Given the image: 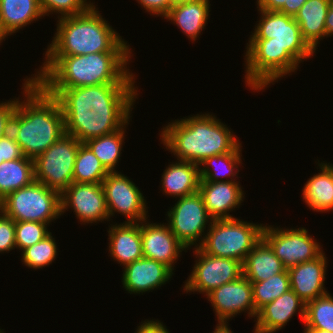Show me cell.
<instances>
[{
	"mask_svg": "<svg viewBox=\"0 0 333 333\" xmlns=\"http://www.w3.org/2000/svg\"><path fill=\"white\" fill-rule=\"evenodd\" d=\"M150 15L165 17L172 4L170 0H136Z\"/></svg>",
	"mask_w": 333,
	"mask_h": 333,
	"instance_id": "obj_41",
	"label": "cell"
},
{
	"mask_svg": "<svg viewBox=\"0 0 333 333\" xmlns=\"http://www.w3.org/2000/svg\"><path fill=\"white\" fill-rule=\"evenodd\" d=\"M48 224L33 221L15 222L16 249L23 251L43 240L51 232Z\"/></svg>",
	"mask_w": 333,
	"mask_h": 333,
	"instance_id": "obj_36",
	"label": "cell"
},
{
	"mask_svg": "<svg viewBox=\"0 0 333 333\" xmlns=\"http://www.w3.org/2000/svg\"><path fill=\"white\" fill-rule=\"evenodd\" d=\"M257 10L261 14L260 20L249 39H267V43H277L299 64L314 56L316 52L302 37L294 17L278 11Z\"/></svg>",
	"mask_w": 333,
	"mask_h": 333,
	"instance_id": "obj_10",
	"label": "cell"
},
{
	"mask_svg": "<svg viewBox=\"0 0 333 333\" xmlns=\"http://www.w3.org/2000/svg\"><path fill=\"white\" fill-rule=\"evenodd\" d=\"M193 253L197 260L185 280L183 289L186 293L198 292L207 296L214 289L243 275L242 263L235 259L214 257L204 253L199 247L193 248Z\"/></svg>",
	"mask_w": 333,
	"mask_h": 333,
	"instance_id": "obj_13",
	"label": "cell"
},
{
	"mask_svg": "<svg viewBox=\"0 0 333 333\" xmlns=\"http://www.w3.org/2000/svg\"><path fill=\"white\" fill-rule=\"evenodd\" d=\"M209 0H192L171 6L164 19L176 24L193 42L202 35L210 15Z\"/></svg>",
	"mask_w": 333,
	"mask_h": 333,
	"instance_id": "obj_23",
	"label": "cell"
},
{
	"mask_svg": "<svg viewBox=\"0 0 333 333\" xmlns=\"http://www.w3.org/2000/svg\"><path fill=\"white\" fill-rule=\"evenodd\" d=\"M177 199L175 205L167 211L166 224L187 250L191 246L198 248L204 240L206 225L209 227L213 219L199 192Z\"/></svg>",
	"mask_w": 333,
	"mask_h": 333,
	"instance_id": "obj_11",
	"label": "cell"
},
{
	"mask_svg": "<svg viewBox=\"0 0 333 333\" xmlns=\"http://www.w3.org/2000/svg\"><path fill=\"white\" fill-rule=\"evenodd\" d=\"M108 173L91 149L85 143H81L75 158L73 182L102 183Z\"/></svg>",
	"mask_w": 333,
	"mask_h": 333,
	"instance_id": "obj_32",
	"label": "cell"
},
{
	"mask_svg": "<svg viewBox=\"0 0 333 333\" xmlns=\"http://www.w3.org/2000/svg\"><path fill=\"white\" fill-rule=\"evenodd\" d=\"M306 1L307 0H287L278 12L295 17L299 9L305 4Z\"/></svg>",
	"mask_w": 333,
	"mask_h": 333,
	"instance_id": "obj_43",
	"label": "cell"
},
{
	"mask_svg": "<svg viewBox=\"0 0 333 333\" xmlns=\"http://www.w3.org/2000/svg\"><path fill=\"white\" fill-rule=\"evenodd\" d=\"M45 56H79L92 53H132L127 41L110 26L93 5L87 12L59 18Z\"/></svg>",
	"mask_w": 333,
	"mask_h": 333,
	"instance_id": "obj_5",
	"label": "cell"
},
{
	"mask_svg": "<svg viewBox=\"0 0 333 333\" xmlns=\"http://www.w3.org/2000/svg\"><path fill=\"white\" fill-rule=\"evenodd\" d=\"M7 37L2 33L1 29H0V43L3 42L4 39H6ZM1 45V44H0Z\"/></svg>",
	"mask_w": 333,
	"mask_h": 333,
	"instance_id": "obj_49",
	"label": "cell"
},
{
	"mask_svg": "<svg viewBox=\"0 0 333 333\" xmlns=\"http://www.w3.org/2000/svg\"><path fill=\"white\" fill-rule=\"evenodd\" d=\"M242 144L240 143L232 152L222 155H213L206 158L199 164L200 181L220 182V181H237L239 166H242ZM221 165V166H220ZM236 176V177H235ZM230 178V180L227 178ZM235 177V178H234ZM224 180H223V179ZM237 178V179H236Z\"/></svg>",
	"mask_w": 333,
	"mask_h": 333,
	"instance_id": "obj_29",
	"label": "cell"
},
{
	"mask_svg": "<svg viewBox=\"0 0 333 333\" xmlns=\"http://www.w3.org/2000/svg\"><path fill=\"white\" fill-rule=\"evenodd\" d=\"M35 181L34 160L22 158L0 164V201L7 195Z\"/></svg>",
	"mask_w": 333,
	"mask_h": 333,
	"instance_id": "obj_30",
	"label": "cell"
},
{
	"mask_svg": "<svg viewBox=\"0 0 333 333\" xmlns=\"http://www.w3.org/2000/svg\"><path fill=\"white\" fill-rule=\"evenodd\" d=\"M15 248V221L0 210V253H9Z\"/></svg>",
	"mask_w": 333,
	"mask_h": 333,
	"instance_id": "obj_38",
	"label": "cell"
},
{
	"mask_svg": "<svg viewBox=\"0 0 333 333\" xmlns=\"http://www.w3.org/2000/svg\"><path fill=\"white\" fill-rule=\"evenodd\" d=\"M318 160V174H314L304 184L303 201L316 212L333 211V164Z\"/></svg>",
	"mask_w": 333,
	"mask_h": 333,
	"instance_id": "obj_25",
	"label": "cell"
},
{
	"mask_svg": "<svg viewBox=\"0 0 333 333\" xmlns=\"http://www.w3.org/2000/svg\"><path fill=\"white\" fill-rule=\"evenodd\" d=\"M245 49L244 79L250 90H265L299 67V63L284 48L277 43H267V39H249Z\"/></svg>",
	"mask_w": 333,
	"mask_h": 333,
	"instance_id": "obj_7",
	"label": "cell"
},
{
	"mask_svg": "<svg viewBox=\"0 0 333 333\" xmlns=\"http://www.w3.org/2000/svg\"><path fill=\"white\" fill-rule=\"evenodd\" d=\"M69 209L80 224L110 221L101 183H71L61 193V215Z\"/></svg>",
	"mask_w": 333,
	"mask_h": 333,
	"instance_id": "obj_15",
	"label": "cell"
},
{
	"mask_svg": "<svg viewBox=\"0 0 333 333\" xmlns=\"http://www.w3.org/2000/svg\"><path fill=\"white\" fill-rule=\"evenodd\" d=\"M23 81L24 100L18 96L11 133L23 155L34 160L65 134V123L59 101L31 77Z\"/></svg>",
	"mask_w": 333,
	"mask_h": 333,
	"instance_id": "obj_3",
	"label": "cell"
},
{
	"mask_svg": "<svg viewBox=\"0 0 333 333\" xmlns=\"http://www.w3.org/2000/svg\"><path fill=\"white\" fill-rule=\"evenodd\" d=\"M332 0H307L294 19L302 37L316 52L319 42L326 37L325 19Z\"/></svg>",
	"mask_w": 333,
	"mask_h": 333,
	"instance_id": "obj_27",
	"label": "cell"
},
{
	"mask_svg": "<svg viewBox=\"0 0 333 333\" xmlns=\"http://www.w3.org/2000/svg\"><path fill=\"white\" fill-rule=\"evenodd\" d=\"M287 0H257V8L264 11H279Z\"/></svg>",
	"mask_w": 333,
	"mask_h": 333,
	"instance_id": "obj_44",
	"label": "cell"
},
{
	"mask_svg": "<svg viewBox=\"0 0 333 333\" xmlns=\"http://www.w3.org/2000/svg\"><path fill=\"white\" fill-rule=\"evenodd\" d=\"M135 83H107L65 88L55 98L63 111L65 133L80 142L128 126L138 99Z\"/></svg>",
	"mask_w": 333,
	"mask_h": 333,
	"instance_id": "obj_1",
	"label": "cell"
},
{
	"mask_svg": "<svg viewBox=\"0 0 333 333\" xmlns=\"http://www.w3.org/2000/svg\"><path fill=\"white\" fill-rule=\"evenodd\" d=\"M306 303L292 290H288L272 302L261 307L255 318L254 333H275L299 311V318L304 323Z\"/></svg>",
	"mask_w": 333,
	"mask_h": 333,
	"instance_id": "obj_18",
	"label": "cell"
},
{
	"mask_svg": "<svg viewBox=\"0 0 333 333\" xmlns=\"http://www.w3.org/2000/svg\"><path fill=\"white\" fill-rule=\"evenodd\" d=\"M93 2L87 0H39V5L44 16L58 13V19L76 16L87 12Z\"/></svg>",
	"mask_w": 333,
	"mask_h": 333,
	"instance_id": "obj_37",
	"label": "cell"
},
{
	"mask_svg": "<svg viewBox=\"0 0 333 333\" xmlns=\"http://www.w3.org/2000/svg\"><path fill=\"white\" fill-rule=\"evenodd\" d=\"M42 17L39 0H0V29L6 37Z\"/></svg>",
	"mask_w": 333,
	"mask_h": 333,
	"instance_id": "obj_26",
	"label": "cell"
},
{
	"mask_svg": "<svg viewBox=\"0 0 333 333\" xmlns=\"http://www.w3.org/2000/svg\"><path fill=\"white\" fill-rule=\"evenodd\" d=\"M0 153L3 161H11L24 156L12 133L0 139Z\"/></svg>",
	"mask_w": 333,
	"mask_h": 333,
	"instance_id": "obj_40",
	"label": "cell"
},
{
	"mask_svg": "<svg viewBox=\"0 0 333 333\" xmlns=\"http://www.w3.org/2000/svg\"><path fill=\"white\" fill-rule=\"evenodd\" d=\"M161 130V142L177 160L200 164L213 155L232 152L240 141L215 115L205 113L173 120Z\"/></svg>",
	"mask_w": 333,
	"mask_h": 333,
	"instance_id": "obj_4",
	"label": "cell"
},
{
	"mask_svg": "<svg viewBox=\"0 0 333 333\" xmlns=\"http://www.w3.org/2000/svg\"><path fill=\"white\" fill-rule=\"evenodd\" d=\"M304 327L333 333V297L330 293L306 303Z\"/></svg>",
	"mask_w": 333,
	"mask_h": 333,
	"instance_id": "obj_33",
	"label": "cell"
},
{
	"mask_svg": "<svg viewBox=\"0 0 333 333\" xmlns=\"http://www.w3.org/2000/svg\"><path fill=\"white\" fill-rule=\"evenodd\" d=\"M16 99L0 103V139L11 133V122L17 107Z\"/></svg>",
	"mask_w": 333,
	"mask_h": 333,
	"instance_id": "obj_39",
	"label": "cell"
},
{
	"mask_svg": "<svg viewBox=\"0 0 333 333\" xmlns=\"http://www.w3.org/2000/svg\"><path fill=\"white\" fill-rule=\"evenodd\" d=\"M101 184L110 220L115 216V212L125 216V222L148 219L146 199L129 177L119 171L109 172Z\"/></svg>",
	"mask_w": 333,
	"mask_h": 333,
	"instance_id": "obj_14",
	"label": "cell"
},
{
	"mask_svg": "<svg viewBox=\"0 0 333 333\" xmlns=\"http://www.w3.org/2000/svg\"><path fill=\"white\" fill-rule=\"evenodd\" d=\"M198 192L202 196L206 210L213 220L234 218L230 212L235 208L239 209L245 198L240 182L200 181Z\"/></svg>",
	"mask_w": 333,
	"mask_h": 333,
	"instance_id": "obj_20",
	"label": "cell"
},
{
	"mask_svg": "<svg viewBox=\"0 0 333 333\" xmlns=\"http://www.w3.org/2000/svg\"><path fill=\"white\" fill-rule=\"evenodd\" d=\"M326 38L333 36V0L330 3V7L325 19Z\"/></svg>",
	"mask_w": 333,
	"mask_h": 333,
	"instance_id": "obj_45",
	"label": "cell"
},
{
	"mask_svg": "<svg viewBox=\"0 0 333 333\" xmlns=\"http://www.w3.org/2000/svg\"><path fill=\"white\" fill-rule=\"evenodd\" d=\"M242 267L243 276L250 282L265 281L287 269L263 238L248 253Z\"/></svg>",
	"mask_w": 333,
	"mask_h": 333,
	"instance_id": "obj_28",
	"label": "cell"
},
{
	"mask_svg": "<svg viewBox=\"0 0 333 333\" xmlns=\"http://www.w3.org/2000/svg\"><path fill=\"white\" fill-rule=\"evenodd\" d=\"M206 298L210 301L218 323H228L236 315L244 312L250 319L256 318L253 288L251 282L243 275L210 292Z\"/></svg>",
	"mask_w": 333,
	"mask_h": 333,
	"instance_id": "obj_16",
	"label": "cell"
},
{
	"mask_svg": "<svg viewBox=\"0 0 333 333\" xmlns=\"http://www.w3.org/2000/svg\"><path fill=\"white\" fill-rule=\"evenodd\" d=\"M267 225L263 227L262 238L287 269L316 259L324 252L320 243L303 227L283 229Z\"/></svg>",
	"mask_w": 333,
	"mask_h": 333,
	"instance_id": "obj_12",
	"label": "cell"
},
{
	"mask_svg": "<svg viewBox=\"0 0 333 333\" xmlns=\"http://www.w3.org/2000/svg\"><path fill=\"white\" fill-rule=\"evenodd\" d=\"M253 288L254 307L258 311L265 304L272 302L290 290L288 270L276 274L265 281L251 282Z\"/></svg>",
	"mask_w": 333,
	"mask_h": 333,
	"instance_id": "obj_34",
	"label": "cell"
},
{
	"mask_svg": "<svg viewBox=\"0 0 333 333\" xmlns=\"http://www.w3.org/2000/svg\"><path fill=\"white\" fill-rule=\"evenodd\" d=\"M131 56L132 53L45 56V62L31 78L53 97L65 88L136 83V76L127 67Z\"/></svg>",
	"mask_w": 333,
	"mask_h": 333,
	"instance_id": "obj_2",
	"label": "cell"
},
{
	"mask_svg": "<svg viewBox=\"0 0 333 333\" xmlns=\"http://www.w3.org/2000/svg\"><path fill=\"white\" fill-rule=\"evenodd\" d=\"M122 284L130 294H142L169 282L174 272L166 265L142 257L123 267Z\"/></svg>",
	"mask_w": 333,
	"mask_h": 333,
	"instance_id": "obj_19",
	"label": "cell"
},
{
	"mask_svg": "<svg viewBox=\"0 0 333 333\" xmlns=\"http://www.w3.org/2000/svg\"><path fill=\"white\" fill-rule=\"evenodd\" d=\"M264 225L238 218L212 220L199 248L211 256L235 259L243 264L262 239Z\"/></svg>",
	"mask_w": 333,
	"mask_h": 333,
	"instance_id": "obj_6",
	"label": "cell"
},
{
	"mask_svg": "<svg viewBox=\"0 0 333 333\" xmlns=\"http://www.w3.org/2000/svg\"><path fill=\"white\" fill-rule=\"evenodd\" d=\"M303 333H332V332L320 329H304Z\"/></svg>",
	"mask_w": 333,
	"mask_h": 333,
	"instance_id": "obj_47",
	"label": "cell"
},
{
	"mask_svg": "<svg viewBox=\"0 0 333 333\" xmlns=\"http://www.w3.org/2000/svg\"><path fill=\"white\" fill-rule=\"evenodd\" d=\"M199 165L177 160L166 167L162 174L161 190L166 195L177 199L191 195L199 190Z\"/></svg>",
	"mask_w": 333,
	"mask_h": 333,
	"instance_id": "obj_24",
	"label": "cell"
},
{
	"mask_svg": "<svg viewBox=\"0 0 333 333\" xmlns=\"http://www.w3.org/2000/svg\"><path fill=\"white\" fill-rule=\"evenodd\" d=\"M0 210L15 222L51 224L61 216V194L34 181L0 201Z\"/></svg>",
	"mask_w": 333,
	"mask_h": 333,
	"instance_id": "obj_8",
	"label": "cell"
},
{
	"mask_svg": "<svg viewBox=\"0 0 333 333\" xmlns=\"http://www.w3.org/2000/svg\"><path fill=\"white\" fill-rule=\"evenodd\" d=\"M126 127L84 142L109 172L118 171L115 169L125 144Z\"/></svg>",
	"mask_w": 333,
	"mask_h": 333,
	"instance_id": "obj_31",
	"label": "cell"
},
{
	"mask_svg": "<svg viewBox=\"0 0 333 333\" xmlns=\"http://www.w3.org/2000/svg\"><path fill=\"white\" fill-rule=\"evenodd\" d=\"M3 162V159H1V153H0V164Z\"/></svg>",
	"mask_w": 333,
	"mask_h": 333,
	"instance_id": "obj_50",
	"label": "cell"
},
{
	"mask_svg": "<svg viewBox=\"0 0 333 333\" xmlns=\"http://www.w3.org/2000/svg\"><path fill=\"white\" fill-rule=\"evenodd\" d=\"M141 221L143 257L153 259L174 271L175 263L186 247L171 232L166 223Z\"/></svg>",
	"mask_w": 333,
	"mask_h": 333,
	"instance_id": "obj_17",
	"label": "cell"
},
{
	"mask_svg": "<svg viewBox=\"0 0 333 333\" xmlns=\"http://www.w3.org/2000/svg\"><path fill=\"white\" fill-rule=\"evenodd\" d=\"M81 143L73 135L63 134L34 159L35 181L61 194L73 183L75 158Z\"/></svg>",
	"mask_w": 333,
	"mask_h": 333,
	"instance_id": "obj_9",
	"label": "cell"
},
{
	"mask_svg": "<svg viewBox=\"0 0 333 333\" xmlns=\"http://www.w3.org/2000/svg\"><path fill=\"white\" fill-rule=\"evenodd\" d=\"M324 254L325 252L316 259L287 269L290 277V289L305 303L329 293L324 287L328 265L327 257Z\"/></svg>",
	"mask_w": 333,
	"mask_h": 333,
	"instance_id": "obj_21",
	"label": "cell"
},
{
	"mask_svg": "<svg viewBox=\"0 0 333 333\" xmlns=\"http://www.w3.org/2000/svg\"><path fill=\"white\" fill-rule=\"evenodd\" d=\"M228 323H218L212 333H233Z\"/></svg>",
	"mask_w": 333,
	"mask_h": 333,
	"instance_id": "obj_46",
	"label": "cell"
},
{
	"mask_svg": "<svg viewBox=\"0 0 333 333\" xmlns=\"http://www.w3.org/2000/svg\"><path fill=\"white\" fill-rule=\"evenodd\" d=\"M187 1H192V0H170L172 5L177 4V3L187 2Z\"/></svg>",
	"mask_w": 333,
	"mask_h": 333,
	"instance_id": "obj_48",
	"label": "cell"
},
{
	"mask_svg": "<svg viewBox=\"0 0 333 333\" xmlns=\"http://www.w3.org/2000/svg\"><path fill=\"white\" fill-rule=\"evenodd\" d=\"M55 241L52 233H50L43 240L24 249L21 252V261L25 264L24 266L36 270L52 264L58 255V247Z\"/></svg>",
	"mask_w": 333,
	"mask_h": 333,
	"instance_id": "obj_35",
	"label": "cell"
},
{
	"mask_svg": "<svg viewBox=\"0 0 333 333\" xmlns=\"http://www.w3.org/2000/svg\"><path fill=\"white\" fill-rule=\"evenodd\" d=\"M134 333H170L163 322L158 319L154 321L145 320L142 321L141 324L137 327V330Z\"/></svg>",
	"mask_w": 333,
	"mask_h": 333,
	"instance_id": "obj_42",
	"label": "cell"
},
{
	"mask_svg": "<svg viewBox=\"0 0 333 333\" xmlns=\"http://www.w3.org/2000/svg\"><path fill=\"white\" fill-rule=\"evenodd\" d=\"M108 232L109 253L120 266L137 261L143 257L141 222L110 224Z\"/></svg>",
	"mask_w": 333,
	"mask_h": 333,
	"instance_id": "obj_22",
	"label": "cell"
}]
</instances>
